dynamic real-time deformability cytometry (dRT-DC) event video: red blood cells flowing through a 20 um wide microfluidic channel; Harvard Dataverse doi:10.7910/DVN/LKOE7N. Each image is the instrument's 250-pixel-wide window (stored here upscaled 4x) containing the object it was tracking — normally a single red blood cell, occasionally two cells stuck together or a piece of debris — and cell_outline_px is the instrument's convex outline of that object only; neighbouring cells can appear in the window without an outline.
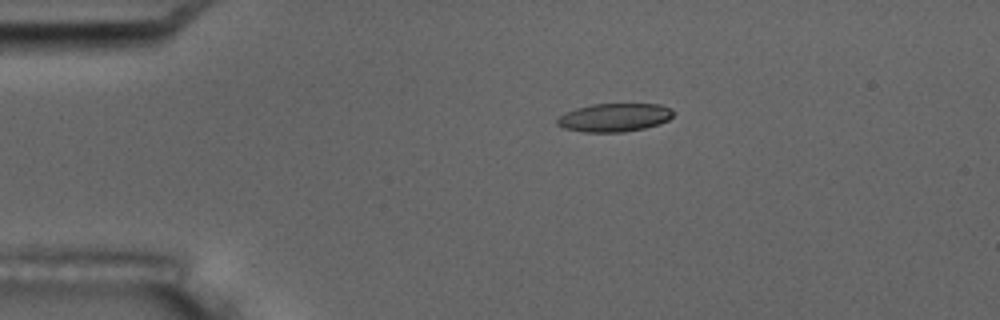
{"species": "common noctule bat (a hibernating species)", "species_latin": "Nyctalus noctula", "temperature_condition": "room temperature", "stored_images_in_passage": 7, "camera_frame_rate_fps": 3000, "um_per_image_px": 0.085, "animal": {"sex": "male", "body_mass_g": 17.5, "forearm_length_mm": 52.3}, "frame": {"image": 1, "passage_image": 4, "time_ms": 3.667, "image_size_px": [1000, 320], "cell_outline_px": [[672, 116], [668, 120], [660, 124], [644, 128], [624, 132], [584, 132], [564, 128], [556, 124], [556, 120], [564, 112], [576, 108], [592, 104], [660, 104], [672, 108]], "centroid_in_image_um": [52.21, 9.98], "position_along_channel_um": 32.8, "area_um2": 19.25}}